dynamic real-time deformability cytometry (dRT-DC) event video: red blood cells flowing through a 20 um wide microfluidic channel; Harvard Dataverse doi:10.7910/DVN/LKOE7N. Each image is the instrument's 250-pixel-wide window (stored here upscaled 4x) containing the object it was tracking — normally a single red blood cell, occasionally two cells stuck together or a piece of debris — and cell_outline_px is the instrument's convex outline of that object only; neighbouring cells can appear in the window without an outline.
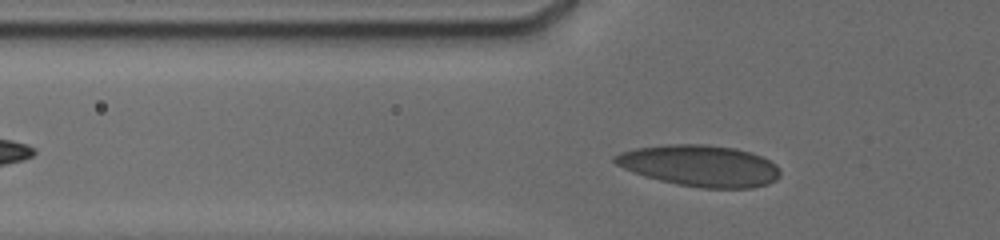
{"species": "human", "species_latin": "Homo sapiens", "temperature_condition": "cold", "stored_images_in_passage": 34, "camera_frame_rate_fps": 3000, "um_per_image_px": 0.085, "donor": {"sex": "male"}, "frame": {"image": 1, "passage_image": 6, "time_ms": 2.0, "image_size_px": [1000, 240], "cell_outline_px": [[780, 176], [776, 180], [768, 184], [752, 188], [700, 188], [676, 184], [644, 176], [632, 172], [616, 164], [612, 160], [612, 156], [620, 152], [636, 148], [668, 144], [704, 144], [736, 148], [760, 156], [776, 164], [780, 172]], "centroid_in_image_um": [59.47, 14.09], "position_along_channel_um": 66.3, "area_um2": 39.94}}
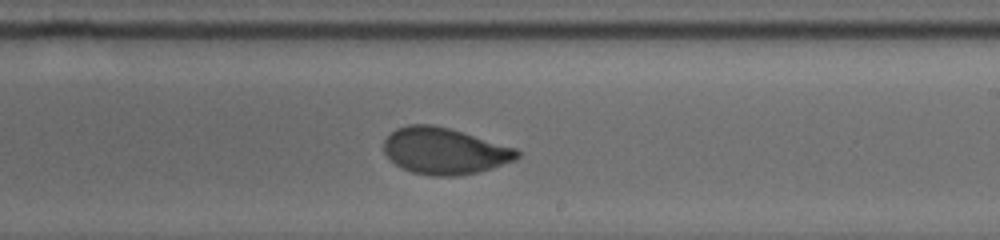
{"frame": {"image": 2, "passage_image": 21, "time_ms": 7.0, "image_size_px": [1000, 240], "cell_outline_px": [[520, 156], [516, 160], [492, 168], [476, 172], [456, 176], [432, 176], [412, 172], [400, 168], [384, 152], [384, 140], [396, 128], [408, 124], [432, 124], [448, 128], [516, 148], [520, 152]], "centroid_in_image_um": [37.78, 12.83], "position_along_channel_um": 251.2, "area_um2": 35.95}}
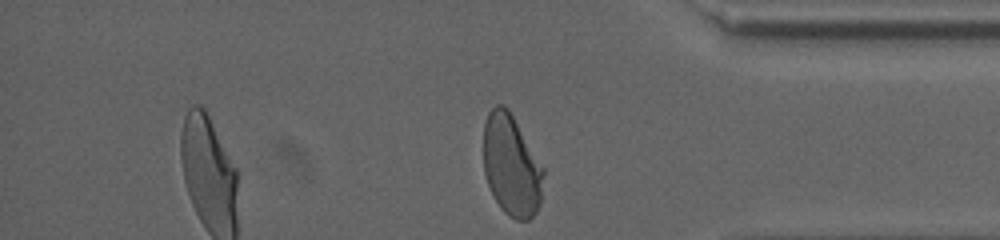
{"frame": {"image": 3, "passage_image": 34, "time_ms": 11.0, "image_size_px": [1000, 240], "cell_outline_px": [[544, 176], [540, 204], [536, 212], [528, 220], [516, 220], [508, 216], [500, 208], [488, 184], [484, 172], [484, 124], [488, 112], [496, 104], [504, 104], [508, 108], [544, 168]], "centroid_in_image_um": [43.47, 14.07], "position_along_channel_um": 391.7, "area_um2": 35.43}, "authors_computed_cell_mechanics": {"area_um2": 36.3562, "velocity_mm_per_s": 3.7908, "shape_relaxation_time_tau1_ms": 5.7826, "shape_relaxation_time_tau2_ms": 0.7931, "deformation_change_tau1": 0.1665, "deformation_change_tau2": 0.0485}}